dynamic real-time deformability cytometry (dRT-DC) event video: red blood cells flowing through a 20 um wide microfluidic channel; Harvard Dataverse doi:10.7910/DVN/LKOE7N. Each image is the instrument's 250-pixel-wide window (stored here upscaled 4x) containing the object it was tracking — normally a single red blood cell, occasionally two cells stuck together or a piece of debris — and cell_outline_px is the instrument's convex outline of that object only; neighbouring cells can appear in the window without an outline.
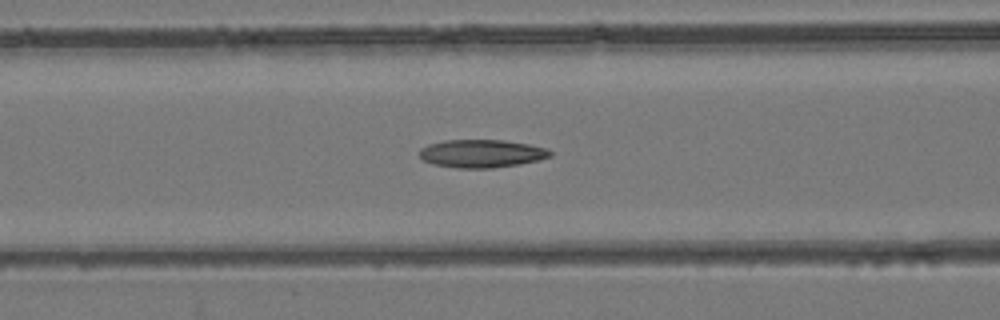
{"species": "common noctule bat (a hibernating species)", "species_latin": "Nyctalus noctula", "temperature_condition": "room temperature", "stored_images_in_passage": 49, "camera_frame_rate_fps": 3000, "um_per_image_px": 0.085, "animal": {"sex": "female", "body_mass_g": 24.6, "forearm_length_mm": 56.2}, "frame": {"image": 1, "passage_image": 20, "time_ms": 6.333, "image_size_px": [1000, 320], "cell_outline_px": [[552, 156], [540, 160], [520, 164], [492, 168], [456, 168], [432, 164], [424, 160], [420, 156], [420, 148], [428, 144], [444, 140], [504, 140], [528, 144], [548, 148], [552, 152]], "centroid_in_image_um": [40.96, 13.05], "position_along_channel_um": 125.6, "area_um2": 21.5}}
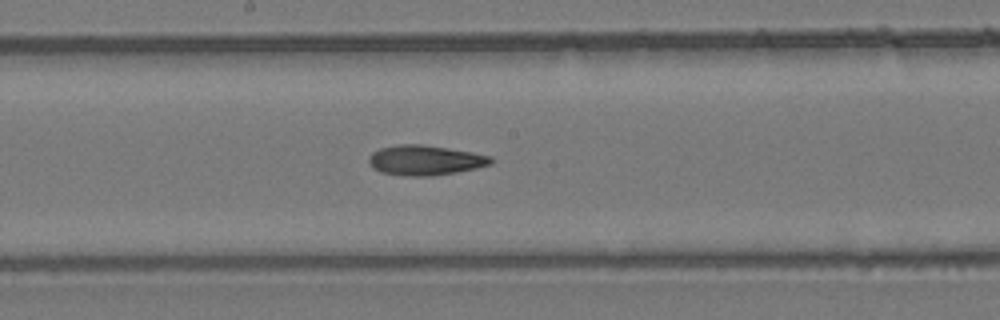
{"frame": {"image": 2, "passage_image": 26, "time_ms": 8.333, "image_size_px": [1000, 320], "cell_outline_px": [[496, 160], [492, 164], [476, 168], [456, 172], [432, 176], [404, 176], [380, 172], [372, 168], [368, 164], [368, 156], [372, 152], [380, 148], [400, 144], [420, 144], [448, 148], [472, 152], [492, 156]], "centroid_in_image_um": [36.13, 13.62], "position_along_channel_um": 212.1, "area_um2": 21.62}}
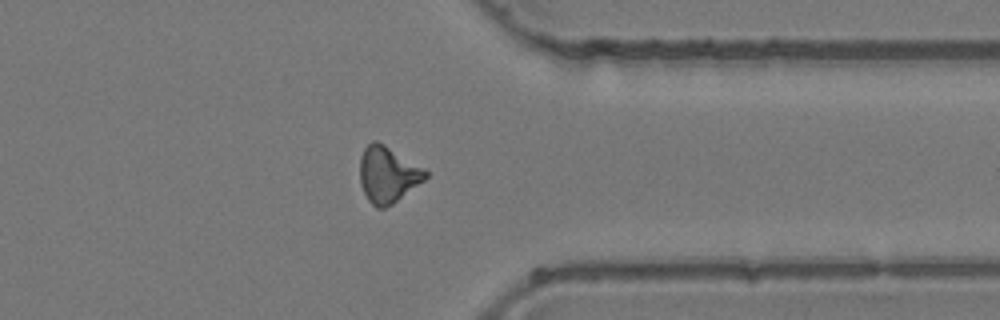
{"frame": {"image": 3, "passage_image": 38, "time_ms": 12.333, "image_size_px": [1000, 320], "cell_outline_px": [[428, 176], [424, 180], [392, 204], [384, 208], [376, 208], [368, 200], [360, 184], [360, 156], [364, 148], [372, 140], [376, 140], [384, 144], [424, 168], [428, 172]], "centroid_in_image_um": [32.94, 14.83], "position_along_channel_um": 378.5, "area_um2": 21.39}}